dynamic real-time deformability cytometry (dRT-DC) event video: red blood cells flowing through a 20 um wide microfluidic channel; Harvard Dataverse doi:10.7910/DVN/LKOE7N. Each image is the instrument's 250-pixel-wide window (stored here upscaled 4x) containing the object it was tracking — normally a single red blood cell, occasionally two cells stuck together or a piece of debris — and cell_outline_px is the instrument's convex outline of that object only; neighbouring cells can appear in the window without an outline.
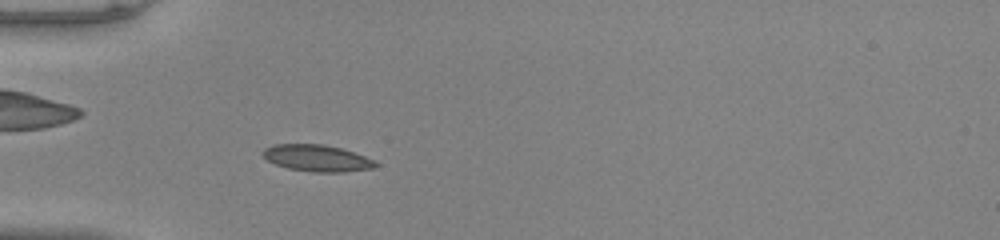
{"species": "common noctule bat (a hibernating species)", "species_latin": "Nyctalus noctula", "temperature_condition": "warm", "stored_images_in_passage": 47, "camera_frame_rate_fps": 3000, "um_per_image_px": 0.085, "animal": {"sex": "male", "body_mass_g": 20.0, "forearm_length_mm": 53.3}, "frame": {"image": 1, "passage_image": 12, "time_ms": 3.667, "image_size_px": [1000, 240], "cell_outline_px": [[380, 164], [372, 168], [344, 172], [312, 172], [288, 168], [276, 164], [268, 160], [260, 152], [264, 148], [272, 144], [324, 144], [340, 148], [376, 160]], "centroid_in_image_um": [26.94, 13.44], "position_along_channel_um": 58.1, "area_um2": 17.51}}
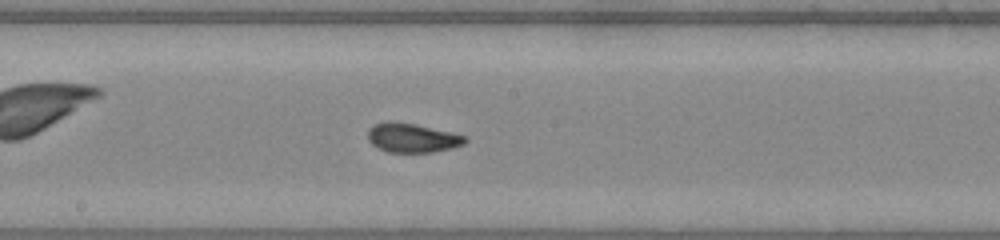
{"frame": {"image": 2, "passage_image": 24, "time_ms": 7.667, "image_size_px": [1000, 240], "cell_outline_px": [[468, 140], [464, 144], [452, 148], [432, 152], [388, 152], [376, 148], [368, 140], [368, 128], [376, 124], [388, 120], [392, 120], [416, 124], [468, 136]], "centroid_in_image_um": [35.03, 11.71], "position_along_channel_um": 213.2, "area_um2": 16.76}}
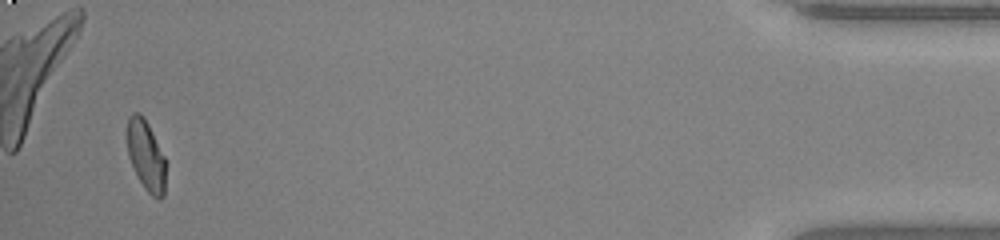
{"frame": {"image": 3, "passage_image": 45, "time_ms": 14.667, "image_size_px": [1000, 240], "cell_outline_px": [[164, 196], [160, 200], [156, 200], [144, 188], [128, 156], [128, 116], [132, 112], [140, 112], [144, 116], [164, 156]], "centroid_in_image_um": [12.4, 13.21], "position_along_channel_um": 422.8, "area_um2": 15.49}, "authors_computed_cell_mechanics": {"area_um2": 16.2418, "velocity_mm_per_s": 4.0725, "shape_relaxation_time_tau1_ms": 9.2633, "shape_relaxation_time_tau2_ms": 0.691, "deformation_change_tau1": 0.2847, "deformation_change_tau2": 0.0582}}